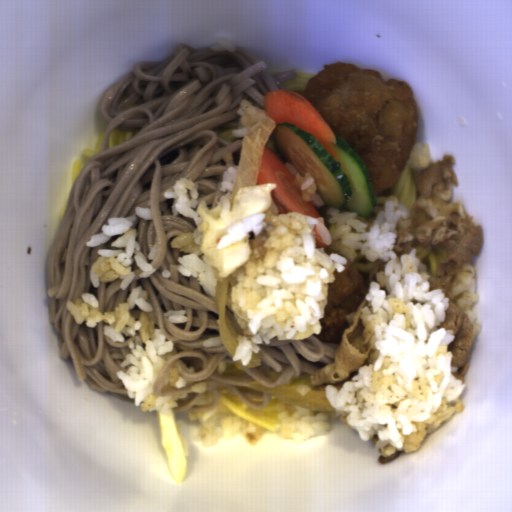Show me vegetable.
Segmentation results:
<instances>
[{
	"label": "vegetable",
	"instance_id": "vegetable-1",
	"mask_svg": "<svg viewBox=\"0 0 512 512\" xmlns=\"http://www.w3.org/2000/svg\"><path fill=\"white\" fill-rule=\"evenodd\" d=\"M277 187V182L241 187L234 195L230 212L223 218L221 204L208 208L206 201H200L196 209L201 217L198 226V230L201 231L200 252L204 263L215 267L218 278L233 273L253 254L250 240L218 249L220 239L230 226L271 208L272 192Z\"/></svg>",
	"mask_w": 512,
	"mask_h": 512
}]
</instances>
